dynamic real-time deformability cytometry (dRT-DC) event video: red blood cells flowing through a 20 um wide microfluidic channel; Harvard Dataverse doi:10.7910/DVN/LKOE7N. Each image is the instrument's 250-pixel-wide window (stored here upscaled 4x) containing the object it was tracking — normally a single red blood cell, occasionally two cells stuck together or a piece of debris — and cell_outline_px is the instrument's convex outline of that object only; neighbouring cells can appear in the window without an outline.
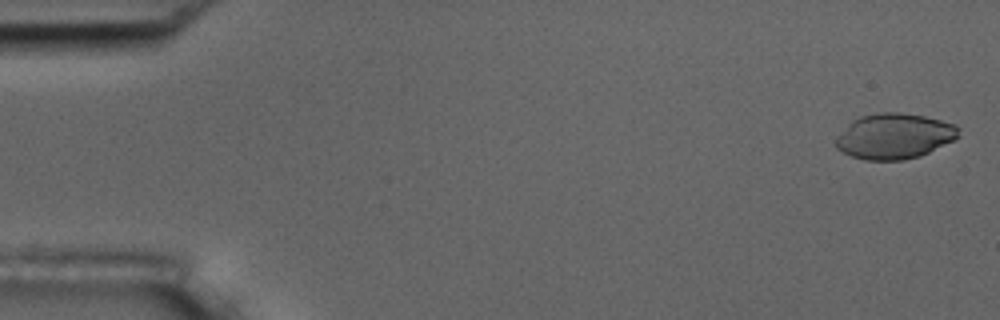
{"species": "common noctule bat (a hibernating species)", "species_latin": "Nyctalus noctula", "temperature_condition": "room temperature", "stored_images_in_passage": 5, "camera_frame_rate_fps": 3000, "um_per_image_px": 0.085, "animal": {"sex": "male", "body_mass_g": 17.5, "forearm_length_mm": 52.3}, "frame": {"image": 1, "passage_image": 1, "time_ms": 0.0, "image_size_px": [1000, 320], "cell_outline_px": [[960, 136], [956, 140], [920, 156], [904, 160], [864, 160], [852, 156], [836, 148], [836, 136], [852, 120], [860, 116], [880, 112], [900, 112], [924, 116], [956, 124], [960, 128]], "centroid_in_image_um": [76.05, 11.57], "position_along_channel_um": 8.9, "area_um2": 32.83}}